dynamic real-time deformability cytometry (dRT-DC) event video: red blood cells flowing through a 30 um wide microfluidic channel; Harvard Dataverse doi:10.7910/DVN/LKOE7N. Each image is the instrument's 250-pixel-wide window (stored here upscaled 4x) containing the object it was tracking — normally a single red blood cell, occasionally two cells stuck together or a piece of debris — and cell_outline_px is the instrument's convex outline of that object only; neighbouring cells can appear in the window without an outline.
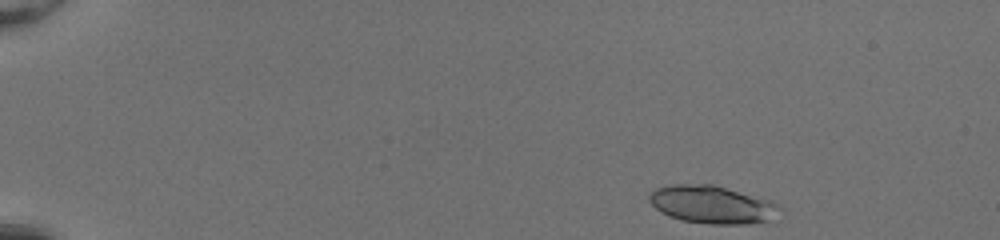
{"species": "common noctule bat (a hibernating species)", "species_latin": "Nyctalus noctula", "temperature_condition": "room temperature", "stored_images_in_passage": 44, "camera_frame_rate_fps": 3000, "um_per_image_px": 0.085, "animal": {"sex": "female", "body_mass_g": 20.0, "forearm_length_mm": 54.0}, "frame": {"image": 1, "passage_image": 1, "time_ms": 0.0, "image_size_px": [1000, 240], "cell_outline_px": [[780, 208], [768, 220], [744, 224], [712, 224], [680, 220], [668, 216], [660, 212], [648, 200], [648, 196], [656, 188], [672, 184], [712, 184], [772, 200]], "centroid_in_image_um": [60.46, 17.38], "position_along_channel_um": 24.5, "area_um2": 28.5}}